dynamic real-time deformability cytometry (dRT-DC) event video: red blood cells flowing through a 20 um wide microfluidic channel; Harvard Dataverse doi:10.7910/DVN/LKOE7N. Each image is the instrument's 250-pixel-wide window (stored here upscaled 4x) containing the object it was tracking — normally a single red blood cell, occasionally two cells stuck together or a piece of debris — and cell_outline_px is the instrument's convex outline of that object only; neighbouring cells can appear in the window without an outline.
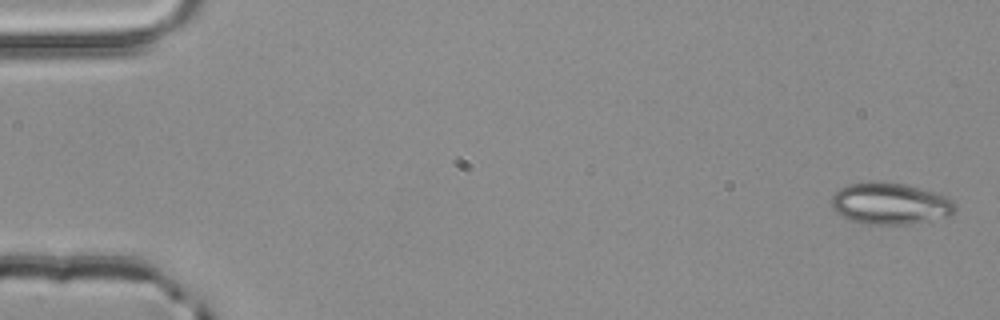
{"species": "common noctule bat (a hibernating species)", "species_latin": "Nyctalus noctula", "temperature_condition": "room temperature", "stored_images_in_passage": 2, "camera_frame_rate_fps": 3000, "um_per_image_px": 0.085, "animal": {"sex": "male", "body_mass_g": 20.4}, "frame": {"image": 1, "passage_image": 2, "time_ms": 0.333, "image_size_px": [1000, 320], "cell_outline_px": [[956, 212], [948, 216], [908, 224], [860, 224], [836, 212], [832, 208], [832, 196], [840, 188], [848, 184], [868, 180], [880, 180], [904, 184], [936, 192], [952, 200], [956, 204]], "centroid_in_image_um": [75.65, 17.28], "position_along_channel_um": 9.3, "area_um2": 30.23}}